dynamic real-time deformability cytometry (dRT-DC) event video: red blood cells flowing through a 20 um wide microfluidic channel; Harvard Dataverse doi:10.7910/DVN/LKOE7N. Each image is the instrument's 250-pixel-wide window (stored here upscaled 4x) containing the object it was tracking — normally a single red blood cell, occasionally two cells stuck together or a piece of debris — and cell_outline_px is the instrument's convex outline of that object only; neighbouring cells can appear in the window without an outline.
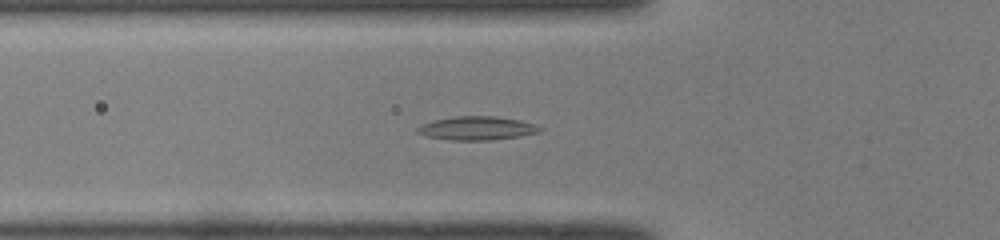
{"species": "common noctule bat (a hibernating species)", "species_latin": "Nyctalus noctula", "temperature_condition": "room temperature", "stored_images_in_passage": 40, "camera_frame_rate_fps": 3000, "um_per_image_px": 0.085, "animal": {"sex": "male", "body_mass_g": 19.0, "forearm_length_mm": 50.8}, "frame": {"image": 1, "passage_image": 11, "time_ms": 3.333, "image_size_px": [1000, 240], "cell_outline_px": [[544, 128], [540, 132], [520, 136], [492, 140], [448, 140], [424, 136], [416, 132], [416, 128], [432, 120], [456, 116], [496, 116], [520, 120], [536, 124]], "centroid_in_image_um": [40.55, 10.9], "position_along_channel_um": 85.2, "area_um2": 17.05}}
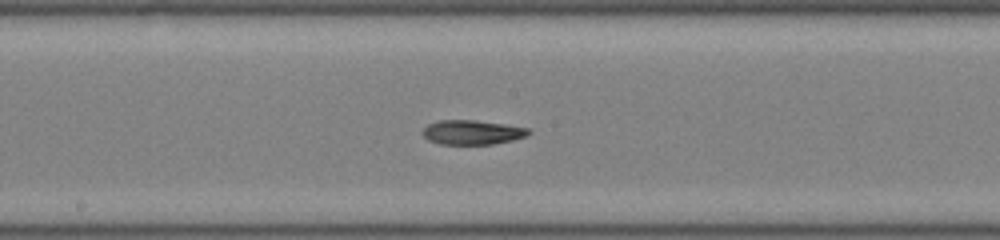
{"frame": {"image": 2, "passage_image": 20, "time_ms": 6.333, "image_size_px": [1000, 240], "cell_outline_px": [[532, 132], [524, 136], [512, 140], [492, 144], [440, 144], [428, 140], [420, 132], [428, 124], [440, 120], [476, 120], [504, 124], [528, 128]], "centroid_in_image_um": [40.1, 11.24], "position_along_channel_um": 208.1, "area_um2": 15.03}}
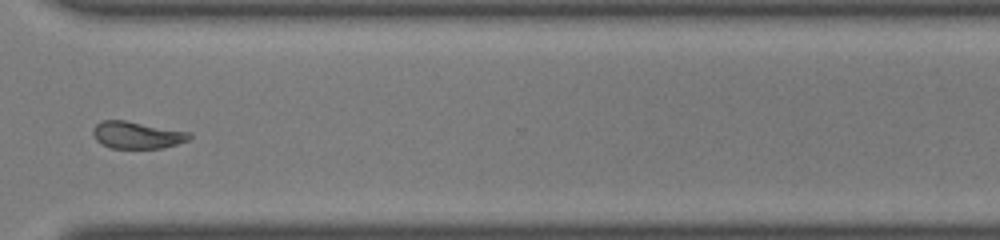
{"frame": {"image": 3, "passage_image": 31, "time_ms": 10.0, "image_size_px": [1000, 240], "cell_outline_px": [[192, 136], [188, 140], [164, 148], [112, 148], [100, 144], [96, 140], [92, 132], [92, 128], [100, 120], [124, 120], [192, 132]], "centroid_in_image_um": [11.63, 11.47], "position_along_channel_um": 359.0, "area_um2": 15.37}}